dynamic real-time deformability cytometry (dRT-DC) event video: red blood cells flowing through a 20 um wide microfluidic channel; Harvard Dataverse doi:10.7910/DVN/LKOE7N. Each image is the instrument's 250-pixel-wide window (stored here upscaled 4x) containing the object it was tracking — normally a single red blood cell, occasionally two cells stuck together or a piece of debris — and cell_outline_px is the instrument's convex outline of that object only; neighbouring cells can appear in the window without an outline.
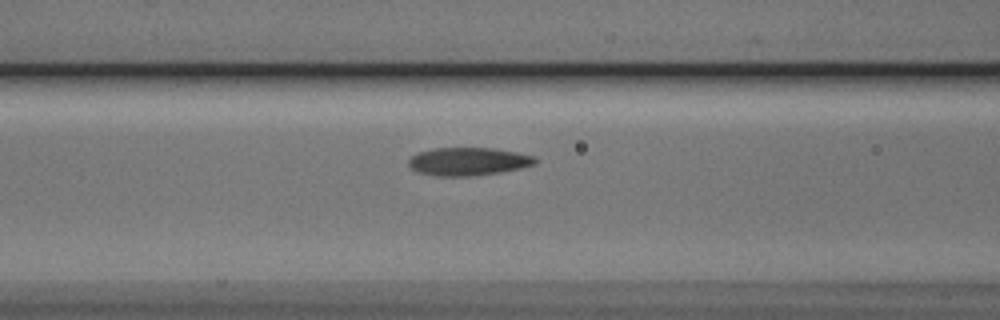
{"species": "Egyptian fruit bat (a non-hibernating species)", "species_latin": "Rousettus aegyptiacus", "temperature_condition": "cold", "stored_images_in_passage": 27, "camera_frame_rate_fps": 3000, "um_per_image_px": 0.085, "animal": {"sex": "male"}, "frame": {"image": 1, "passage_image": 5, "time_ms": 1.333, "image_size_px": [1000, 320], "cell_outline_px": [[536, 164], [520, 168], [500, 172], [472, 176], [436, 176], [420, 172], [412, 168], [408, 164], [408, 160], [412, 156], [420, 152], [432, 148], [492, 148], [520, 152], [536, 156]], "centroid_in_image_um": [39.84, 13.72], "position_along_channel_um": 126.8, "area_um2": 20.69}}
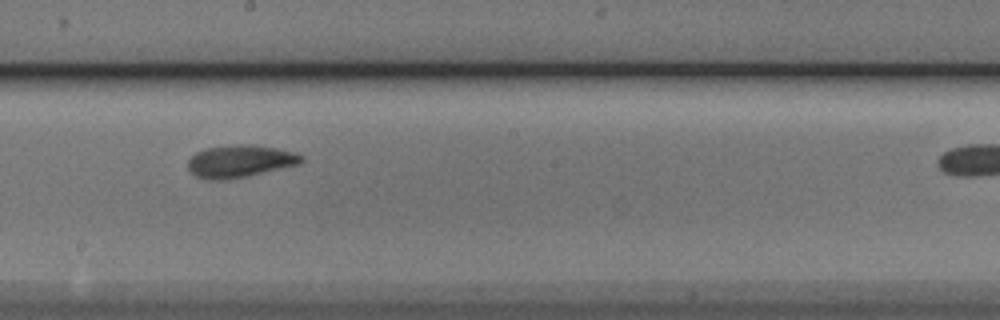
{"frame": {"image": 2, "passage_image": 13, "time_ms": 4.0, "image_size_px": [1000, 320], "cell_outline_px": [[304, 160], [300, 164], [244, 176], [224, 180], [208, 180], [196, 176], [188, 168], [188, 160], [196, 152], [208, 148], [236, 144], [256, 144], [276, 148], [292, 152], [304, 156]], "centroid_in_image_um": [20.4, 13.69], "position_along_channel_um": 227.8, "area_um2": 21.21}}
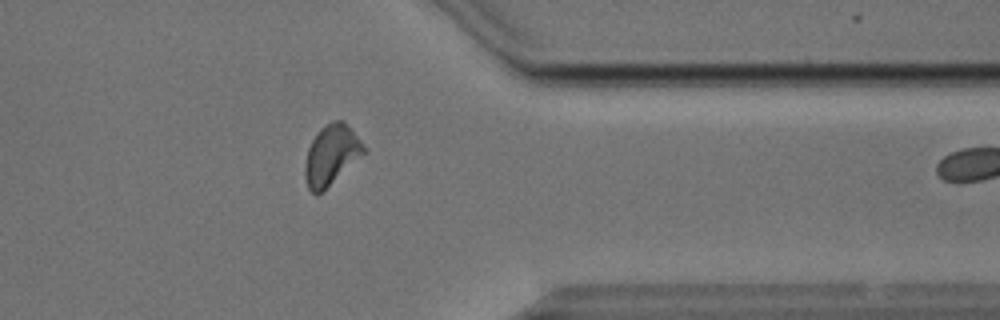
{"frame": {"image": 3, "passage_image": 26, "time_ms": 8.333, "image_size_px": [1000, 320], "cell_outline_px": [[368, 148], [364, 152], [320, 192], [312, 192], [308, 188], [304, 176], [304, 164], [308, 148], [312, 140], [320, 128], [324, 124], [332, 120], [344, 120]], "centroid_in_image_um": [28.14, 13.09], "position_along_channel_um": 383.3, "area_um2": 20.11}}